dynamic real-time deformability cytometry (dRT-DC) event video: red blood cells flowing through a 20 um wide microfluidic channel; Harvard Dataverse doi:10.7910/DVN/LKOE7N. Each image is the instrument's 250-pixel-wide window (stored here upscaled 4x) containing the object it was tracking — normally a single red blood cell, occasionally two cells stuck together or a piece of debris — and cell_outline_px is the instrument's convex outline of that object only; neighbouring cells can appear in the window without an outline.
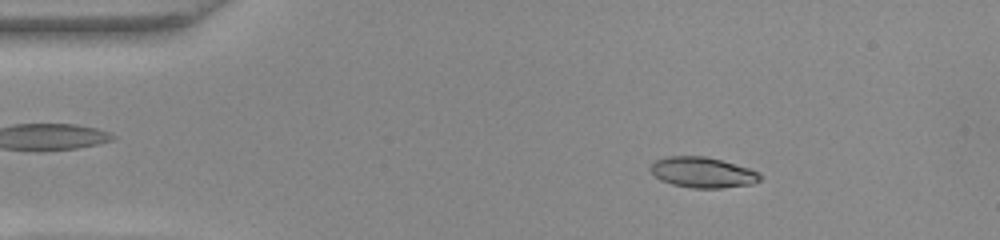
{"species": "common noctule bat (a hibernating species)", "species_latin": "Nyctalus noctula", "temperature_condition": "warm", "stored_images_in_passage": 50, "camera_frame_rate_fps": 3000, "um_per_image_px": 0.085, "animal": {"sex": "female", "body_mass_g": 22.0, "forearm_length_mm": 56.7}, "frame": {"image": 1, "passage_image": 6, "time_ms": 1.667, "image_size_px": [1000, 240], "cell_outline_px": [[760, 180], [752, 184], [720, 188], [692, 188], [672, 184], [660, 180], [652, 172], [652, 164], [656, 160], [668, 156], [704, 156], [720, 160], [748, 168], [760, 172]], "centroid_in_image_um": [59.73, 14.66], "position_along_channel_um": 25.3, "area_um2": 19.25}}
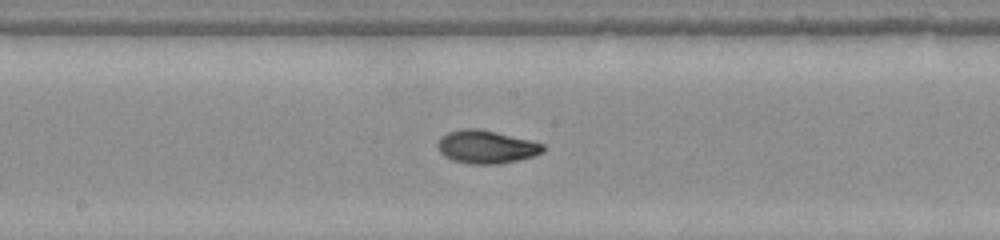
{"frame": {"image": 2, "passage_image": 25, "time_ms": 8.0, "image_size_px": [1000, 240], "cell_outline_px": [[544, 152], [532, 156], [516, 160], [496, 164], [468, 164], [452, 160], [444, 156], [440, 152], [436, 144], [440, 136], [448, 132], [464, 128], [476, 128], [496, 132], [544, 144]], "centroid_in_image_um": [41.28, 12.48], "position_along_channel_um": 206.9, "area_um2": 20.23}}
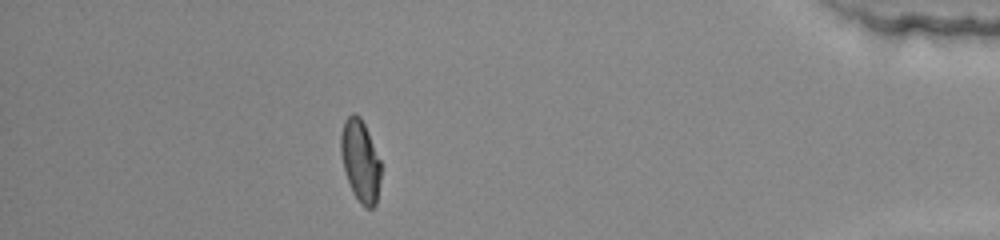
{"frame": {"image": 3, "passage_image": 44, "time_ms": 14.333, "image_size_px": [1000, 240], "cell_outline_px": [[380, 180], [376, 204], [372, 208], [364, 208], [360, 204], [352, 192], [344, 168], [340, 152], [340, 136], [344, 120], [352, 112], [360, 116], [368, 132], [380, 160]], "centroid_in_image_um": [30.62, 13.67], "position_along_channel_um": 404.6, "area_um2": 19.13}, "authors_computed_cell_mechanics": {"area_um2": 19.3052, "velocity_mm_per_s": 3.9176, "shape_relaxation_time_tau1_ms": 6.5581, "shape_relaxation_time_tau2_ms": 1.5633, "deformation_change_tau1": 0.2392, "deformation_change_tau2": 0.0548}}